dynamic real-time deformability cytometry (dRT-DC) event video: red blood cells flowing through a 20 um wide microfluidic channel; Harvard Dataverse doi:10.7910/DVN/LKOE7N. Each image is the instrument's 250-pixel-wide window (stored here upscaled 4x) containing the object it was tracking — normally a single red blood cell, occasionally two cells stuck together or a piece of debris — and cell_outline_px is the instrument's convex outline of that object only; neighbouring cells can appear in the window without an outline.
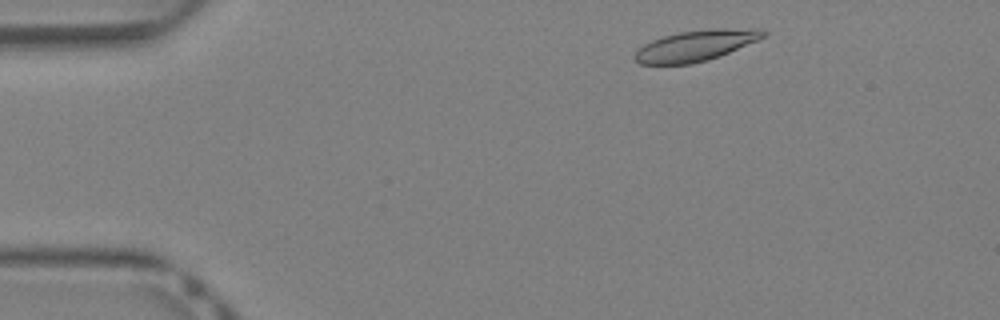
{"species": "Egyptian fruit bat (a non-hibernating species)", "species_latin": "Rousettus aegyptiacus", "temperature_condition": "warm", "stored_images_in_passage": 37, "camera_frame_rate_fps": 3000, "um_per_image_px": 0.085, "animal": {"sex": "female"}, "frame": {"image": 1, "passage_image": 3, "time_ms": 0.667, "image_size_px": [1000, 320], "cell_outline_px": [[768, 32], [764, 36], [756, 40], [720, 56], [708, 60], [692, 64], [640, 64], [632, 56], [644, 44], [652, 40], [664, 36], [680, 32], [716, 28], [764, 28]], "centroid_in_image_um": [59.16, 3.87], "position_along_channel_um": 25.8, "area_um2": 23.0}}
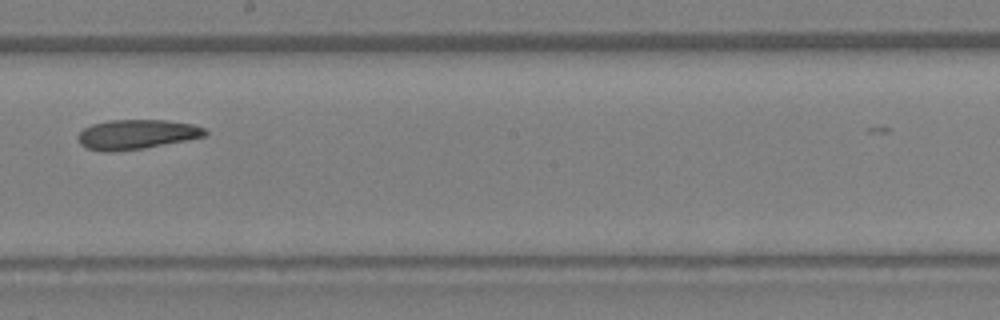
{"frame": {"image": 2, "passage_image": 20, "time_ms": 6.333, "image_size_px": [1000, 320], "cell_outline_px": [[208, 132], [204, 136], [144, 148], [116, 152], [104, 152], [88, 148], [80, 144], [76, 136], [84, 128], [92, 124], [108, 120], [164, 120], [192, 124], [204, 128]], "centroid_in_image_um": [11.55, 11.42], "position_along_channel_um": 236.6, "area_um2": 21.85}}
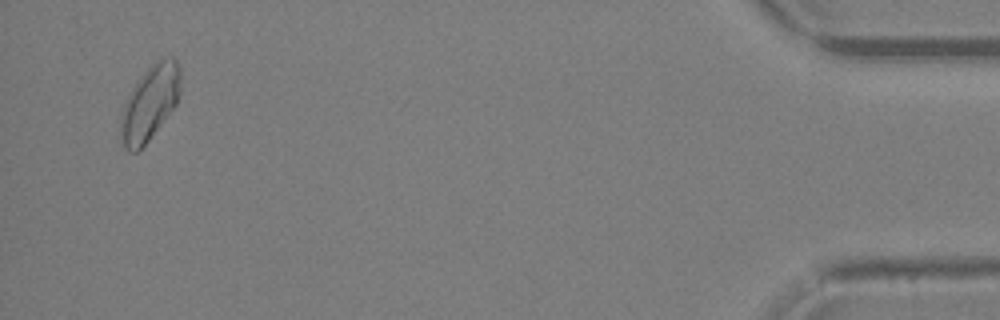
{"frame": {"image": 3, "passage_image": 36, "time_ms": 11.667, "image_size_px": [1000, 320], "cell_outline_px": [[180, 96], [176, 104], [148, 140], [136, 152], [128, 152], [124, 148], [120, 136], [120, 112], [132, 88], [144, 72], [156, 60], [172, 56], [176, 60], [180, 68]], "centroid_in_image_um": [12.72, 8.75], "position_along_channel_um": 422.5, "area_um2": 25.89}}